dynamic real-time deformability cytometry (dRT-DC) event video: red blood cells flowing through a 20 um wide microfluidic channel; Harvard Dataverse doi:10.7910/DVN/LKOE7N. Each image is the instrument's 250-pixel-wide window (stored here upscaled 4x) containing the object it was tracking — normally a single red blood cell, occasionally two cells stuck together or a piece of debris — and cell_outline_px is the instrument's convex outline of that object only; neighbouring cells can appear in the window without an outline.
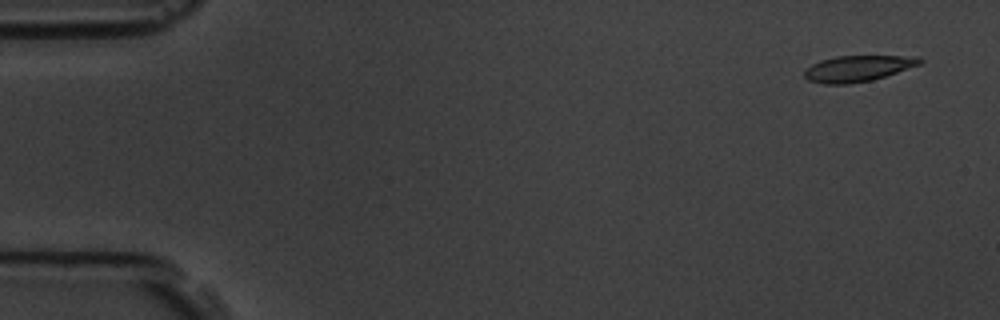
{"species": "common noctule bat (a hibernating species)", "species_latin": "Nyctalus noctula", "temperature_condition": "room temperature", "stored_images_in_passage": 4, "camera_frame_rate_fps": 3000, "um_per_image_px": 0.085, "animal": {"sex": "male", "body_mass_g": 19.5, "forearm_length_mm": 54.6}, "frame": {"image": 1, "passage_image": 1, "time_ms": 0.0, "image_size_px": [1000, 320], "cell_outline_px": [[924, 60], [920, 64], [872, 80], [848, 84], [824, 84], [808, 80], [804, 76], [804, 72], [812, 64], [820, 60], [836, 56], [920, 56]], "centroid_in_image_um": [72.91, 5.81], "position_along_channel_um": 12.1, "area_um2": 17.4}}
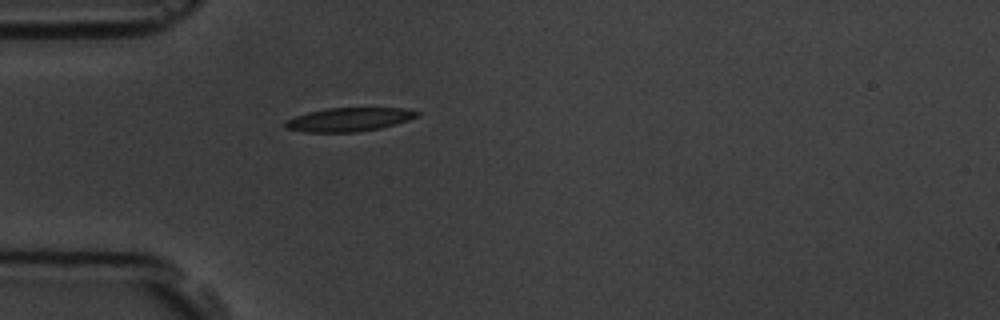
{"frame": {"image": 2, "passage_image": 4, "time_ms": 4.333, "image_size_px": [1000, 320], "cell_outline_px": [[420, 116], [396, 124], [380, 128], [356, 132], [304, 132], [284, 128], [284, 124], [288, 120], [296, 116], [308, 112], [328, 108], [404, 108], [420, 112]], "centroid_in_image_um": [29.69, 10.16], "position_along_channel_um": 55.3, "area_um2": 18.15}}